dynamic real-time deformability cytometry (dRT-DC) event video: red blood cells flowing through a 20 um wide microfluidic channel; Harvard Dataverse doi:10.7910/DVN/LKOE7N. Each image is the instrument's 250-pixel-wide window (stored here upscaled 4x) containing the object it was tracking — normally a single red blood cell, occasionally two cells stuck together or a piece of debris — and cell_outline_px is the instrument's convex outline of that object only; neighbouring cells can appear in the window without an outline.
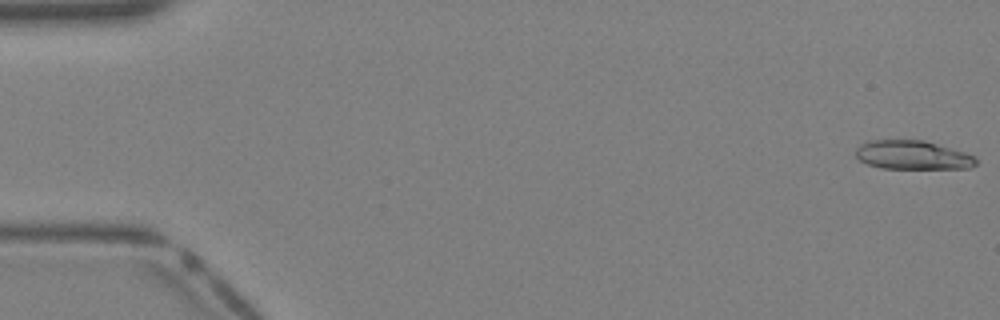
{"species": "Egyptian fruit bat (a non-hibernating species)", "species_latin": "Rousettus aegyptiacus", "temperature_condition": "warm", "stored_images_in_passage": 32, "camera_frame_rate_fps": 3000, "um_per_image_px": 0.085, "animal": {"sex": "female"}, "frame": {"image": 1, "passage_image": 1, "time_ms": 0.0, "image_size_px": [1000, 320], "cell_outline_px": [[976, 164], [968, 168], [880, 168], [868, 164], [860, 160], [856, 156], [856, 148], [860, 144], [868, 140], [924, 140], [964, 152], [976, 156]], "centroid_in_image_um": [77.55, 13.17], "position_along_channel_um": 7.5, "area_um2": 20.11}}
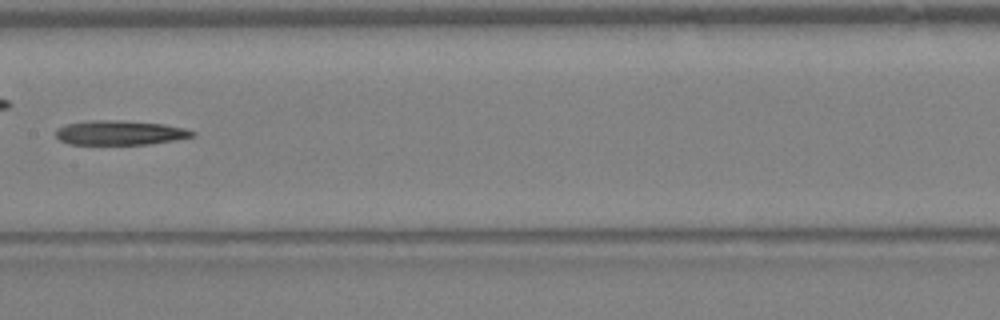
{"frame": {"image": 2, "passage_image": 21, "time_ms": 6.667, "image_size_px": [1000, 320], "cell_outline_px": [[196, 136], [176, 140], [148, 144], [68, 144], [60, 140], [56, 136], [56, 128], [64, 124], [92, 120], [120, 120], [164, 124], [184, 128], [196, 132]], "centroid_in_image_um": [10.19, 11.28], "position_along_channel_um": 197.2, "area_um2": 19.59}}
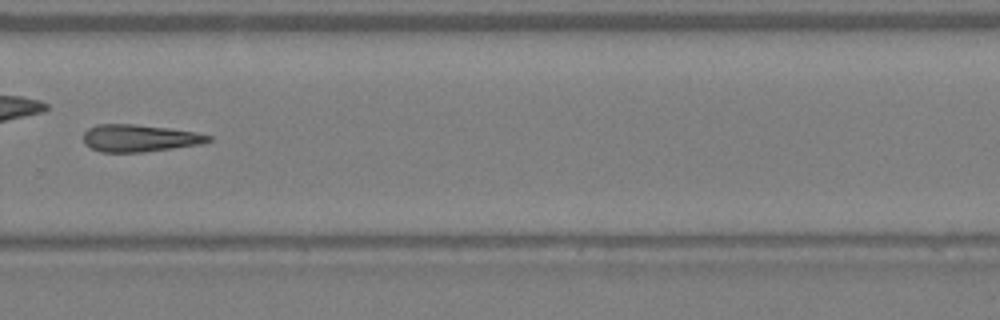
{"frame": {"image": 3, "passage_image": 28, "time_ms": 9.0, "image_size_px": [1000, 320], "cell_outline_px": [[212, 140], [200, 144], [172, 148], [140, 152], [100, 152], [84, 144], [84, 132], [88, 128], [96, 124], [132, 124], [168, 128], [196, 132], [212, 136]], "centroid_in_image_um": [11.83, 11.74], "position_along_channel_um": 318.0, "area_um2": 19.71}}